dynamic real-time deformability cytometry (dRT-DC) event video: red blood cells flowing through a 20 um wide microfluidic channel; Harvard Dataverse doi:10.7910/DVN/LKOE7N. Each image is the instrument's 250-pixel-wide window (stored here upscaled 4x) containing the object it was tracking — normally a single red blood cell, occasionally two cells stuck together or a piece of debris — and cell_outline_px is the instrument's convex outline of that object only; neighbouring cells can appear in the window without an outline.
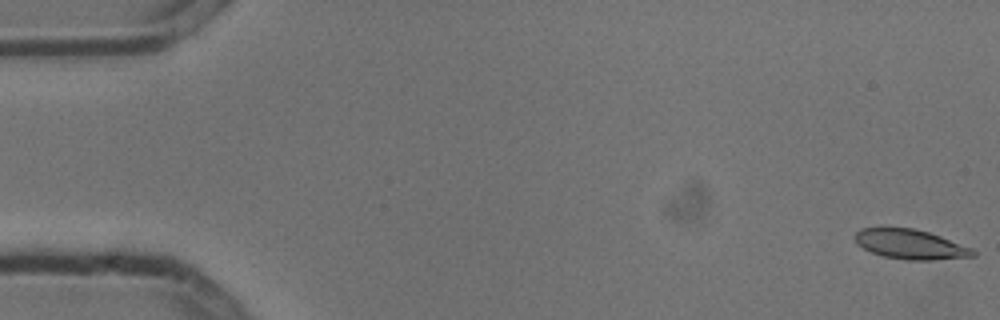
{"species": "common noctule bat (a hibernating species)", "species_latin": "Nyctalus noctula", "temperature_condition": "cold", "stored_images_in_passage": 5, "segment_of_instrument_passage": [2, 2], "camera_frame_rate_fps": 3000, "um_per_image_px": 0.085, "animal": {"sex": "male", "body_mass_g": 13.3}, "frame": {"image": 1, "passage_image": 5, "time_ms": 1.333, "image_size_px": [1000, 320], "cell_outline_px": [[976, 256], [932, 260], [908, 260], [884, 256], [872, 252], [856, 244], [852, 236], [860, 228], [880, 224], [912, 228], [928, 232], [940, 236], [972, 248], [976, 252]], "centroid_in_image_um": [77.28, 20.71], "position_along_channel_um": 7.7, "area_um2": 21.1}}